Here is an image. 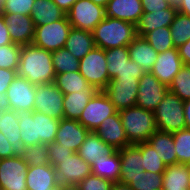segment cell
Returning <instances> with one entry per match:
<instances>
[{
    "mask_svg": "<svg viewBox=\"0 0 190 190\" xmlns=\"http://www.w3.org/2000/svg\"><path fill=\"white\" fill-rule=\"evenodd\" d=\"M183 101L190 99V66L183 65L168 87Z\"/></svg>",
    "mask_w": 190,
    "mask_h": 190,
    "instance_id": "cell-41",
    "label": "cell"
},
{
    "mask_svg": "<svg viewBox=\"0 0 190 190\" xmlns=\"http://www.w3.org/2000/svg\"><path fill=\"white\" fill-rule=\"evenodd\" d=\"M34 98V111L41 112L57 120L64 119V94L54 82L36 85Z\"/></svg>",
    "mask_w": 190,
    "mask_h": 190,
    "instance_id": "cell-12",
    "label": "cell"
},
{
    "mask_svg": "<svg viewBox=\"0 0 190 190\" xmlns=\"http://www.w3.org/2000/svg\"><path fill=\"white\" fill-rule=\"evenodd\" d=\"M177 48L158 53L156 62L150 71L162 84L169 87L172 80L183 67Z\"/></svg>",
    "mask_w": 190,
    "mask_h": 190,
    "instance_id": "cell-17",
    "label": "cell"
},
{
    "mask_svg": "<svg viewBox=\"0 0 190 190\" xmlns=\"http://www.w3.org/2000/svg\"><path fill=\"white\" fill-rule=\"evenodd\" d=\"M35 0H4L3 13H20L30 15Z\"/></svg>",
    "mask_w": 190,
    "mask_h": 190,
    "instance_id": "cell-45",
    "label": "cell"
},
{
    "mask_svg": "<svg viewBox=\"0 0 190 190\" xmlns=\"http://www.w3.org/2000/svg\"><path fill=\"white\" fill-rule=\"evenodd\" d=\"M92 33L95 47L103 50L128 46L137 36L134 24L112 17H105Z\"/></svg>",
    "mask_w": 190,
    "mask_h": 190,
    "instance_id": "cell-3",
    "label": "cell"
},
{
    "mask_svg": "<svg viewBox=\"0 0 190 190\" xmlns=\"http://www.w3.org/2000/svg\"><path fill=\"white\" fill-rule=\"evenodd\" d=\"M66 16L72 27L93 32L94 28L106 17V11L105 7L91 0H77Z\"/></svg>",
    "mask_w": 190,
    "mask_h": 190,
    "instance_id": "cell-9",
    "label": "cell"
},
{
    "mask_svg": "<svg viewBox=\"0 0 190 190\" xmlns=\"http://www.w3.org/2000/svg\"><path fill=\"white\" fill-rule=\"evenodd\" d=\"M20 150L12 146L7 138L0 131V159L19 156Z\"/></svg>",
    "mask_w": 190,
    "mask_h": 190,
    "instance_id": "cell-49",
    "label": "cell"
},
{
    "mask_svg": "<svg viewBox=\"0 0 190 190\" xmlns=\"http://www.w3.org/2000/svg\"><path fill=\"white\" fill-rule=\"evenodd\" d=\"M55 74L79 71L80 60L75 58L65 47L52 51Z\"/></svg>",
    "mask_w": 190,
    "mask_h": 190,
    "instance_id": "cell-37",
    "label": "cell"
},
{
    "mask_svg": "<svg viewBox=\"0 0 190 190\" xmlns=\"http://www.w3.org/2000/svg\"><path fill=\"white\" fill-rule=\"evenodd\" d=\"M28 190H49L54 187V167L51 164L29 166L26 172Z\"/></svg>",
    "mask_w": 190,
    "mask_h": 190,
    "instance_id": "cell-30",
    "label": "cell"
},
{
    "mask_svg": "<svg viewBox=\"0 0 190 190\" xmlns=\"http://www.w3.org/2000/svg\"><path fill=\"white\" fill-rule=\"evenodd\" d=\"M120 155L116 150L111 155L100 157L91 165V172L98 177L105 178L111 182H119L120 179Z\"/></svg>",
    "mask_w": 190,
    "mask_h": 190,
    "instance_id": "cell-31",
    "label": "cell"
},
{
    "mask_svg": "<svg viewBox=\"0 0 190 190\" xmlns=\"http://www.w3.org/2000/svg\"><path fill=\"white\" fill-rule=\"evenodd\" d=\"M119 114L130 144L147 142L157 130L154 112L152 111L135 105L120 111Z\"/></svg>",
    "mask_w": 190,
    "mask_h": 190,
    "instance_id": "cell-4",
    "label": "cell"
},
{
    "mask_svg": "<svg viewBox=\"0 0 190 190\" xmlns=\"http://www.w3.org/2000/svg\"><path fill=\"white\" fill-rule=\"evenodd\" d=\"M112 185L113 182L110 180L92 173L77 184L80 190H111Z\"/></svg>",
    "mask_w": 190,
    "mask_h": 190,
    "instance_id": "cell-44",
    "label": "cell"
},
{
    "mask_svg": "<svg viewBox=\"0 0 190 190\" xmlns=\"http://www.w3.org/2000/svg\"><path fill=\"white\" fill-rule=\"evenodd\" d=\"M71 28L67 16L49 24L35 26L33 44L51 52L64 48Z\"/></svg>",
    "mask_w": 190,
    "mask_h": 190,
    "instance_id": "cell-8",
    "label": "cell"
},
{
    "mask_svg": "<svg viewBox=\"0 0 190 190\" xmlns=\"http://www.w3.org/2000/svg\"><path fill=\"white\" fill-rule=\"evenodd\" d=\"M147 142L156 150L166 166L177 163L176 148L171 132L156 130Z\"/></svg>",
    "mask_w": 190,
    "mask_h": 190,
    "instance_id": "cell-26",
    "label": "cell"
},
{
    "mask_svg": "<svg viewBox=\"0 0 190 190\" xmlns=\"http://www.w3.org/2000/svg\"><path fill=\"white\" fill-rule=\"evenodd\" d=\"M145 74V70L140 67L135 61L129 60L124 69L117 73L113 79H140Z\"/></svg>",
    "mask_w": 190,
    "mask_h": 190,
    "instance_id": "cell-47",
    "label": "cell"
},
{
    "mask_svg": "<svg viewBox=\"0 0 190 190\" xmlns=\"http://www.w3.org/2000/svg\"><path fill=\"white\" fill-rule=\"evenodd\" d=\"M184 117L186 128L190 129V99L184 101Z\"/></svg>",
    "mask_w": 190,
    "mask_h": 190,
    "instance_id": "cell-55",
    "label": "cell"
},
{
    "mask_svg": "<svg viewBox=\"0 0 190 190\" xmlns=\"http://www.w3.org/2000/svg\"><path fill=\"white\" fill-rule=\"evenodd\" d=\"M107 70L109 79H113L120 73L130 60L128 46L105 49Z\"/></svg>",
    "mask_w": 190,
    "mask_h": 190,
    "instance_id": "cell-34",
    "label": "cell"
},
{
    "mask_svg": "<svg viewBox=\"0 0 190 190\" xmlns=\"http://www.w3.org/2000/svg\"><path fill=\"white\" fill-rule=\"evenodd\" d=\"M180 2V0H175V7Z\"/></svg>",
    "mask_w": 190,
    "mask_h": 190,
    "instance_id": "cell-62",
    "label": "cell"
},
{
    "mask_svg": "<svg viewBox=\"0 0 190 190\" xmlns=\"http://www.w3.org/2000/svg\"><path fill=\"white\" fill-rule=\"evenodd\" d=\"M20 156L28 164V166H40L50 164L48 155V145L34 144L23 148L20 151Z\"/></svg>",
    "mask_w": 190,
    "mask_h": 190,
    "instance_id": "cell-38",
    "label": "cell"
},
{
    "mask_svg": "<svg viewBox=\"0 0 190 190\" xmlns=\"http://www.w3.org/2000/svg\"><path fill=\"white\" fill-rule=\"evenodd\" d=\"M54 83L63 94L81 91H98L88 83L79 71L56 74Z\"/></svg>",
    "mask_w": 190,
    "mask_h": 190,
    "instance_id": "cell-32",
    "label": "cell"
},
{
    "mask_svg": "<svg viewBox=\"0 0 190 190\" xmlns=\"http://www.w3.org/2000/svg\"><path fill=\"white\" fill-rule=\"evenodd\" d=\"M168 91L169 88L162 84L151 72H145L139 79L136 105L154 112Z\"/></svg>",
    "mask_w": 190,
    "mask_h": 190,
    "instance_id": "cell-15",
    "label": "cell"
},
{
    "mask_svg": "<svg viewBox=\"0 0 190 190\" xmlns=\"http://www.w3.org/2000/svg\"><path fill=\"white\" fill-rule=\"evenodd\" d=\"M19 119L17 112L6 108L0 103V131L20 151L24 148L21 142Z\"/></svg>",
    "mask_w": 190,
    "mask_h": 190,
    "instance_id": "cell-28",
    "label": "cell"
},
{
    "mask_svg": "<svg viewBox=\"0 0 190 190\" xmlns=\"http://www.w3.org/2000/svg\"><path fill=\"white\" fill-rule=\"evenodd\" d=\"M65 186L55 185L54 187H51L49 190H65Z\"/></svg>",
    "mask_w": 190,
    "mask_h": 190,
    "instance_id": "cell-58",
    "label": "cell"
},
{
    "mask_svg": "<svg viewBox=\"0 0 190 190\" xmlns=\"http://www.w3.org/2000/svg\"><path fill=\"white\" fill-rule=\"evenodd\" d=\"M165 1L171 4L172 6H175V0H165Z\"/></svg>",
    "mask_w": 190,
    "mask_h": 190,
    "instance_id": "cell-61",
    "label": "cell"
},
{
    "mask_svg": "<svg viewBox=\"0 0 190 190\" xmlns=\"http://www.w3.org/2000/svg\"><path fill=\"white\" fill-rule=\"evenodd\" d=\"M143 12L152 13L153 11L169 8L171 4L165 0H141Z\"/></svg>",
    "mask_w": 190,
    "mask_h": 190,
    "instance_id": "cell-50",
    "label": "cell"
},
{
    "mask_svg": "<svg viewBox=\"0 0 190 190\" xmlns=\"http://www.w3.org/2000/svg\"><path fill=\"white\" fill-rule=\"evenodd\" d=\"M115 151L116 149L105 143L96 132L90 131L77 153L85 162L92 165L94 161L99 160L100 157L111 155Z\"/></svg>",
    "mask_w": 190,
    "mask_h": 190,
    "instance_id": "cell-23",
    "label": "cell"
},
{
    "mask_svg": "<svg viewBox=\"0 0 190 190\" xmlns=\"http://www.w3.org/2000/svg\"><path fill=\"white\" fill-rule=\"evenodd\" d=\"M177 12V8L172 5L169 8L153 11L152 13L143 12L135 25L136 34L144 37L147 33L157 28L170 27Z\"/></svg>",
    "mask_w": 190,
    "mask_h": 190,
    "instance_id": "cell-21",
    "label": "cell"
},
{
    "mask_svg": "<svg viewBox=\"0 0 190 190\" xmlns=\"http://www.w3.org/2000/svg\"><path fill=\"white\" fill-rule=\"evenodd\" d=\"M57 6L67 13L77 0H53Z\"/></svg>",
    "mask_w": 190,
    "mask_h": 190,
    "instance_id": "cell-54",
    "label": "cell"
},
{
    "mask_svg": "<svg viewBox=\"0 0 190 190\" xmlns=\"http://www.w3.org/2000/svg\"><path fill=\"white\" fill-rule=\"evenodd\" d=\"M116 112L107 94L98 90L85 106L78 121L89 131H95L107 117Z\"/></svg>",
    "mask_w": 190,
    "mask_h": 190,
    "instance_id": "cell-10",
    "label": "cell"
},
{
    "mask_svg": "<svg viewBox=\"0 0 190 190\" xmlns=\"http://www.w3.org/2000/svg\"><path fill=\"white\" fill-rule=\"evenodd\" d=\"M21 45L9 44L0 46V68L18 70Z\"/></svg>",
    "mask_w": 190,
    "mask_h": 190,
    "instance_id": "cell-43",
    "label": "cell"
},
{
    "mask_svg": "<svg viewBox=\"0 0 190 190\" xmlns=\"http://www.w3.org/2000/svg\"><path fill=\"white\" fill-rule=\"evenodd\" d=\"M3 17L13 43L21 46L33 43L35 25L30 15L3 13Z\"/></svg>",
    "mask_w": 190,
    "mask_h": 190,
    "instance_id": "cell-16",
    "label": "cell"
},
{
    "mask_svg": "<svg viewBox=\"0 0 190 190\" xmlns=\"http://www.w3.org/2000/svg\"><path fill=\"white\" fill-rule=\"evenodd\" d=\"M28 167L20 155L0 159V186L4 190H28L26 185Z\"/></svg>",
    "mask_w": 190,
    "mask_h": 190,
    "instance_id": "cell-14",
    "label": "cell"
},
{
    "mask_svg": "<svg viewBox=\"0 0 190 190\" xmlns=\"http://www.w3.org/2000/svg\"><path fill=\"white\" fill-rule=\"evenodd\" d=\"M184 65L190 66V39L177 48Z\"/></svg>",
    "mask_w": 190,
    "mask_h": 190,
    "instance_id": "cell-52",
    "label": "cell"
},
{
    "mask_svg": "<svg viewBox=\"0 0 190 190\" xmlns=\"http://www.w3.org/2000/svg\"><path fill=\"white\" fill-rule=\"evenodd\" d=\"M93 3L97 4V5H100L102 7H105L107 6L108 4V1L109 0H91Z\"/></svg>",
    "mask_w": 190,
    "mask_h": 190,
    "instance_id": "cell-57",
    "label": "cell"
},
{
    "mask_svg": "<svg viewBox=\"0 0 190 190\" xmlns=\"http://www.w3.org/2000/svg\"><path fill=\"white\" fill-rule=\"evenodd\" d=\"M190 187L189 164L168 165L163 172V190H187Z\"/></svg>",
    "mask_w": 190,
    "mask_h": 190,
    "instance_id": "cell-25",
    "label": "cell"
},
{
    "mask_svg": "<svg viewBox=\"0 0 190 190\" xmlns=\"http://www.w3.org/2000/svg\"><path fill=\"white\" fill-rule=\"evenodd\" d=\"M35 91L36 85L17 75L9 85L1 104L15 112H33Z\"/></svg>",
    "mask_w": 190,
    "mask_h": 190,
    "instance_id": "cell-7",
    "label": "cell"
},
{
    "mask_svg": "<svg viewBox=\"0 0 190 190\" xmlns=\"http://www.w3.org/2000/svg\"><path fill=\"white\" fill-rule=\"evenodd\" d=\"M144 38L158 53L174 48L169 27L157 28L147 33Z\"/></svg>",
    "mask_w": 190,
    "mask_h": 190,
    "instance_id": "cell-40",
    "label": "cell"
},
{
    "mask_svg": "<svg viewBox=\"0 0 190 190\" xmlns=\"http://www.w3.org/2000/svg\"><path fill=\"white\" fill-rule=\"evenodd\" d=\"M120 155V179L119 182L128 184L132 178L140 175L142 169V153L136 144H130L118 149Z\"/></svg>",
    "mask_w": 190,
    "mask_h": 190,
    "instance_id": "cell-20",
    "label": "cell"
},
{
    "mask_svg": "<svg viewBox=\"0 0 190 190\" xmlns=\"http://www.w3.org/2000/svg\"><path fill=\"white\" fill-rule=\"evenodd\" d=\"M91 173V165L85 162L77 152H74L54 167V181L56 185L65 187L77 185Z\"/></svg>",
    "mask_w": 190,
    "mask_h": 190,
    "instance_id": "cell-11",
    "label": "cell"
},
{
    "mask_svg": "<svg viewBox=\"0 0 190 190\" xmlns=\"http://www.w3.org/2000/svg\"><path fill=\"white\" fill-rule=\"evenodd\" d=\"M3 4H4V0H0V15L3 14V12H2Z\"/></svg>",
    "mask_w": 190,
    "mask_h": 190,
    "instance_id": "cell-60",
    "label": "cell"
},
{
    "mask_svg": "<svg viewBox=\"0 0 190 190\" xmlns=\"http://www.w3.org/2000/svg\"><path fill=\"white\" fill-rule=\"evenodd\" d=\"M130 59L135 61L145 72H150L156 62L158 52L141 36L128 45Z\"/></svg>",
    "mask_w": 190,
    "mask_h": 190,
    "instance_id": "cell-24",
    "label": "cell"
},
{
    "mask_svg": "<svg viewBox=\"0 0 190 190\" xmlns=\"http://www.w3.org/2000/svg\"><path fill=\"white\" fill-rule=\"evenodd\" d=\"M136 145L142 153V169L144 171L154 173H163L165 171L167 166L148 142H141Z\"/></svg>",
    "mask_w": 190,
    "mask_h": 190,
    "instance_id": "cell-36",
    "label": "cell"
},
{
    "mask_svg": "<svg viewBox=\"0 0 190 190\" xmlns=\"http://www.w3.org/2000/svg\"><path fill=\"white\" fill-rule=\"evenodd\" d=\"M23 147L49 145L56 141L59 121L41 112H17Z\"/></svg>",
    "mask_w": 190,
    "mask_h": 190,
    "instance_id": "cell-2",
    "label": "cell"
},
{
    "mask_svg": "<svg viewBox=\"0 0 190 190\" xmlns=\"http://www.w3.org/2000/svg\"><path fill=\"white\" fill-rule=\"evenodd\" d=\"M30 16L35 26H42L63 19L66 13L53 0H35Z\"/></svg>",
    "mask_w": 190,
    "mask_h": 190,
    "instance_id": "cell-27",
    "label": "cell"
},
{
    "mask_svg": "<svg viewBox=\"0 0 190 190\" xmlns=\"http://www.w3.org/2000/svg\"><path fill=\"white\" fill-rule=\"evenodd\" d=\"M73 153L74 152L71 149L61 147V145L57 142H53L52 144L48 145L49 160L50 164L53 167H56L58 164L62 162V159L66 158V156H69Z\"/></svg>",
    "mask_w": 190,
    "mask_h": 190,
    "instance_id": "cell-46",
    "label": "cell"
},
{
    "mask_svg": "<svg viewBox=\"0 0 190 190\" xmlns=\"http://www.w3.org/2000/svg\"><path fill=\"white\" fill-rule=\"evenodd\" d=\"M13 44L3 14L0 15V46Z\"/></svg>",
    "mask_w": 190,
    "mask_h": 190,
    "instance_id": "cell-51",
    "label": "cell"
},
{
    "mask_svg": "<svg viewBox=\"0 0 190 190\" xmlns=\"http://www.w3.org/2000/svg\"><path fill=\"white\" fill-rule=\"evenodd\" d=\"M79 72L97 90H104L109 79L105 50L94 47L79 62Z\"/></svg>",
    "mask_w": 190,
    "mask_h": 190,
    "instance_id": "cell-6",
    "label": "cell"
},
{
    "mask_svg": "<svg viewBox=\"0 0 190 190\" xmlns=\"http://www.w3.org/2000/svg\"><path fill=\"white\" fill-rule=\"evenodd\" d=\"M177 163L190 164V129L172 132Z\"/></svg>",
    "mask_w": 190,
    "mask_h": 190,
    "instance_id": "cell-42",
    "label": "cell"
},
{
    "mask_svg": "<svg viewBox=\"0 0 190 190\" xmlns=\"http://www.w3.org/2000/svg\"><path fill=\"white\" fill-rule=\"evenodd\" d=\"M176 8L178 12L190 16V0H180Z\"/></svg>",
    "mask_w": 190,
    "mask_h": 190,
    "instance_id": "cell-53",
    "label": "cell"
},
{
    "mask_svg": "<svg viewBox=\"0 0 190 190\" xmlns=\"http://www.w3.org/2000/svg\"><path fill=\"white\" fill-rule=\"evenodd\" d=\"M95 47L93 33L82 29L71 28L65 48L77 59H82Z\"/></svg>",
    "mask_w": 190,
    "mask_h": 190,
    "instance_id": "cell-29",
    "label": "cell"
},
{
    "mask_svg": "<svg viewBox=\"0 0 190 190\" xmlns=\"http://www.w3.org/2000/svg\"><path fill=\"white\" fill-rule=\"evenodd\" d=\"M97 91H81L64 94V119L78 120L85 106Z\"/></svg>",
    "mask_w": 190,
    "mask_h": 190,
    "instance_id": "cell-33",
    "label": "cell"
},
{
    "mask_svg": "<svg viewBox=\"0 0 190 190\" xmlns=\"http://www.w3.org/2000/svg\"><path fill=\"white\" fill-rule=\"evenodd\" d=\"M111 190H133V189L128 184L115 182L113 183Z\"/></svg>",
    "mask_w": 190,
    "mask_h": 190,
    "instance_id": "cell-56",
    "label": "cell"
},
{
    "mask_svg": "<svg viewBox=\"0 0 190 190\" xmlns=\"http://www.w3.org/2000/svg\"><path fill=\"white\" fill-rule=\"evenodd\" d=\"M105 11L106 17L117 18L134 25L143 14L141 0H109Z\"/></svg>",
    "mask_w": 190,
    "mask_h": 190,
    "instance_id": "cell-22",
    "label": "cell"
},
{
    "mask_svg": "<svg viewBox=\"0 0 190 190\" xmlns=\"http://www.w3.org/2000/svg\"><path fill=\"white\" fill-rule=\"evenodd\" d=\"M17 76L16 70L0 68V103L3 101L9 85Z\"/></svg>",
    "mask_w": 190,
    "mask_h": 190,
    "instance_id": "cell-48",
    "label": "cell"
},
{
    "mask_svg": "<svg viewBox=\"0 0 190 190\" xmlns=\"http://www.w3.org/2000/svg\"><path fill=\"white\" fill-rule=\"evenodd\" d=\"M17 75L26 78L34 85L53 83L56 74L52 52L33 43L22 45Z\"/></svg>",
    "mask_w": 190,
    "mask_h": 190,
    "instance_id": "cell-1",
    "label": "cell"
},
{
    "mask_svg": "<svg viewBox=\"0 0 190 190\" xmlns=\"http://www.w3.org/2000/svg\"><path fill=\"white\" fill-rule=\"evenodd\" d=\"M94 132H96L105 143L113 146L116 150L130 145L122 126L119 112L107 117Z\"/></svg>",
    "mask_w": 190,
    "mask_h": 190,
    "instance_id": "cell-19",
    "label": "cell"
},
{
    "mask_svg": "<svg viewBox=\"0 0 190 190\" xmlns=\"http://www.w3.org/2000/svg\"><path fill=\"white\" fill-rule=\"evenodd\" d=\"M163 173L143 171L128 183L133 190L162 189Z\"/></svg>",
    "mask_w": 190,
    "mask_h": 190,
    "instance_id": "cell-39",
    "label": "cell"
},
{
    "mask_svg": "<svg viewBox=\"0 0 190 190\" xmlns=\"http://www.w3.org/2000/svg\"><path fill=\"white\" fill-rule=\"evenodd\" d=\"M157 130L175 132L186 128L184 101L168 91L154 111Z\"/></svg>",
    "mask_w": 190,
    "mask_h": 190,
    "instance_id": "cell-5",
    "label": "cell"
},
{
    "mask_svg": "<svg viewBox=\"0 0 190 190\" xmlns=\"http://www.w3.org/2000/svg\"><path fill=\"white\" fill-rule=\"evenodd\" d=\"M169 28L174 47L178 48L190 39V16L177 12Z\"/></svg>",
    "mask_w": 190,
    "mask_h": 190,
    "instance_id": "cell-35",
    "label": "cell"
},
{
    "mask_svg": "<svg viewBox=\"0 0 190 190\" xmlns=\"http://www.w3.org/2000/svg\"><path fill=\"white\" fill-rule=\"evenodd\" d=\"M90 131L78 120L61 119L56 132V141L61 147L77 152Z\"/></svg>",
    "mask_w": 190,
    "mask_h": 190,
    "instance_id": "cell-18",
    "label": "cell"
},
{
    "mask_svg": "<svg viewBox=\"0 0 190 190\" xmlns=\"http://www.w3.org/2000/svg\"><path fill=\"white\" fill-rule=\"evenodd\" d=\"M65 190H80L77 185L66 186Z\"/></svg>",
    "mask_w": 190,
    "mask_h": 190,
    "instance_id": "cell-59",
    "label": "cell"
},
{
    "mask_svg": "<svg viewBox=\"0 0 190 190\" xmlns=\"http://www.w3.org/2000/svg\"><path fill=\"white\" fill-rule=\"evenodd\" d=\"M139 88V79H111L103 90L110 101L114 104L116 111L120 112L136 105Z\"/></svg>",
    "mask_w": 190,
    "mask_h": 190,
    "instance_id": "cell-13",
    "label": "cell"
}]
</instances>
